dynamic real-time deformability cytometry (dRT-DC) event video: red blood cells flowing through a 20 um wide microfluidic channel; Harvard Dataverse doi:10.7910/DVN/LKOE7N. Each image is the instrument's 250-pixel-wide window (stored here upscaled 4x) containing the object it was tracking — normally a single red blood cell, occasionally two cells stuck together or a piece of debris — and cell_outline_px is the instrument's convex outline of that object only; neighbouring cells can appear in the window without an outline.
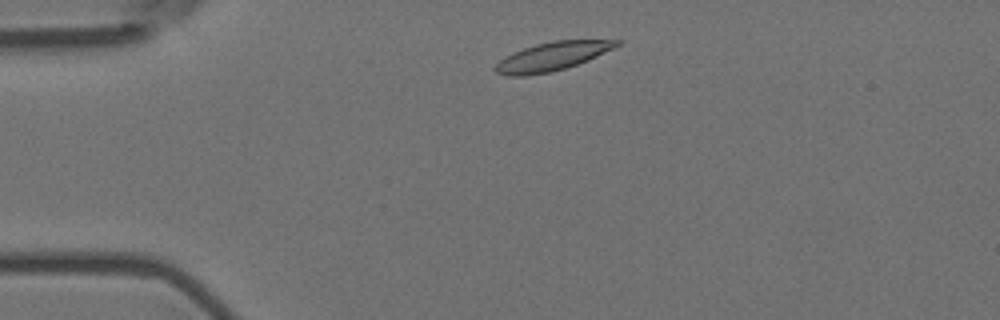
{"species": "Egyptian fruit bat (a non-hibernating species)", "species_latin": "Rousettus aegyptiacus", "temperature_condition": "room temperature", "stored_images_in_passage": 2, "camera_frame_rate_fps": 3000, "um_per_image_px": 0.085, "animal": {"sex": "female"}, "frame": {"image": 1, "passage_image": 1, "time_ms": 0.0, "image_size_px": [1000, 320], "cell_outline_px": [[624, 40], [620, 44], [588, 60], [552, 72], [524, 76], [504, 76], [496, 72], [492, 68], [504, 56], [512, 52], [536, 44], [552, 40]], "centroid_in_image_um": [46.86, 4.8], "position_along_channel_um": 38.1, "area_um2": 20.17}}